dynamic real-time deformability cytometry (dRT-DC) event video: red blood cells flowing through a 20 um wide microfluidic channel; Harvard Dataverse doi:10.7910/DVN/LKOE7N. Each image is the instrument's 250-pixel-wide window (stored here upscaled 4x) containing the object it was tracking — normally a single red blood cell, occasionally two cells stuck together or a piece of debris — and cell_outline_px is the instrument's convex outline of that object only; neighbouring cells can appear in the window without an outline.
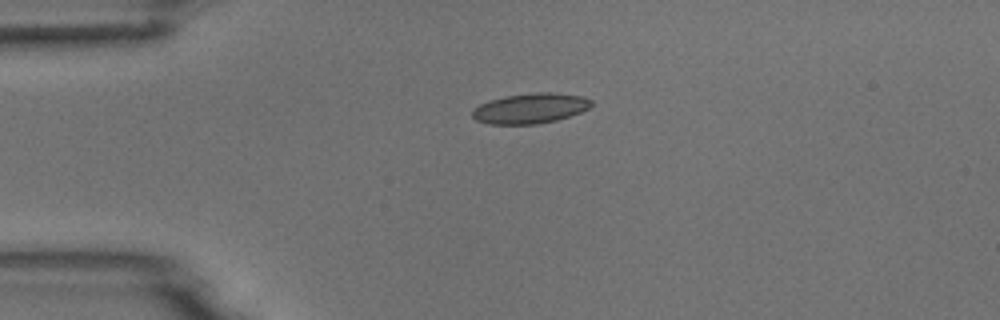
{"species": "common noctule bat (a hibernating species)", "species_latin": "Nyctalus noctula", "temperature_condition": "room temperature", "stored_images_in_passage": 32, "camera_frame_rate_fps": 3000, "um_per_image_px": 0.085, "animal": {"sex": "male", "body_mass_g": 18.8}, "frame": {"image": 1, "passage_image": 1, "time_ms": 0.0, "image_size_px": [1000, 320], "cell_outline_px": [[592, 104], [588, 108], [580, 112], [556, 120], [536, 124], [488, 124], [476, 120], [472, 116], [472, 108], [488, 100], [504, 96], [536, 92], [552, 92], [584, 96], [592, 100]], "centroid_in_image_um": [45.05, 9.2], "position_along_channel_um": 40.0, "area_um2": 21.04}}
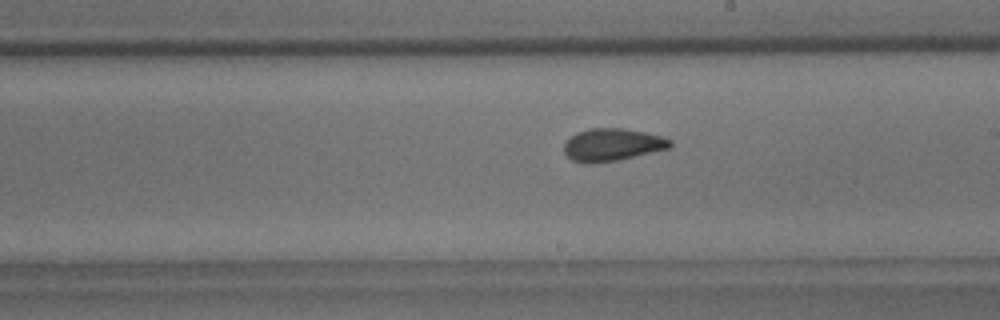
{"frame": {"image": 2, "passage_image": 19, "time_ms": 6.0, "image_size_px": [1000, 320], "cell_outline_px": [[672, 144], [668, 148], [616, 160], [596, 164], [584, 164], [572, 160], [564, 152], [564, 144], [576, 132], [588, 128], [624, 128], [664, 136], [672, 140]], "centroid_in_image_um": [52.02, 12.3], "position_along_channel_um": 237.0, "area_um2": 20.11}}
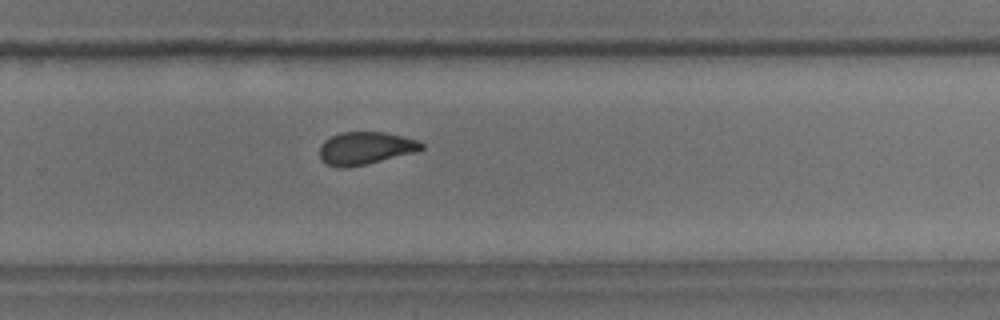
{"frame": {"image": 3, "passage_image": 24, "time_ms": 7.667, "image_size_px": [1000, 320], "cell_outline_px": [[424, 148], [416, 152], [364, 164], [344, 168], [340, 168], [328, 164], [320, 160], [320, 144], [324, 140], [340, 132], [388, 132], [416, 140], [424, 144]], "centroid_in_image_um": [31.04, 12.58], "position_along_channel_um": 298.8, "area_um2": 19.31}, "authors_computed_cell_mechanics": {"area_um2": 19.8543, "velocity_mm_per_s": 3.7126, "shape_relaxation_time_tau1_ms": 6.6775, "shape_relaxation_time_tau2_ms": 1.4786, "deformation_change_tau1": 0.1421, "deformation_change_tau2": 0.0721}}